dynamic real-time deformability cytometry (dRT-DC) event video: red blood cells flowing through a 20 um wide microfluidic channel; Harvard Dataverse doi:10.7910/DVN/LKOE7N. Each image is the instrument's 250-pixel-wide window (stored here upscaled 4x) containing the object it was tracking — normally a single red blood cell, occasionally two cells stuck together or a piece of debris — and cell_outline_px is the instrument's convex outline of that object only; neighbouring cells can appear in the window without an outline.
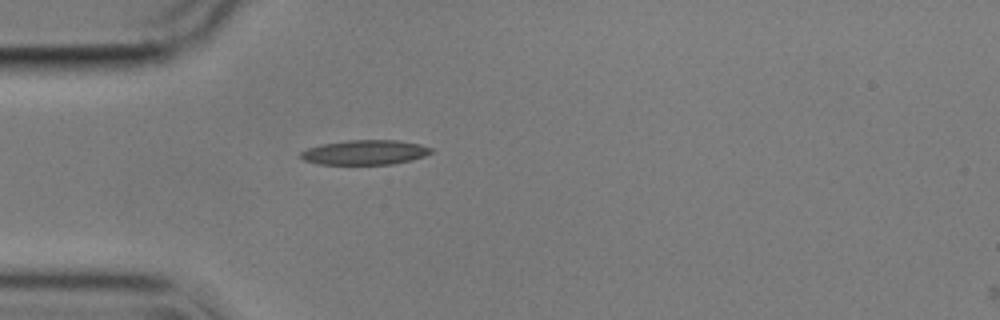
{"species": "common noctule bat (a hibernating species)", "species_latin": "Nyctalus noctula", "temperature_condition": "cold", "stored_images_in_passage": 2, "camera_frame_rate_fps": 3000, "um_per_image_px": 0.085, "animal": {"sex": "male", "body_mass_g": 17.9}, "frame": {"image": 1, "passage_image": 1, "time_ms": 0.0, "image_size_px": [1000, 320], "cell_outline_px": [[432, 152], [424, 156], [412, 160], [392, 164], [320, 164], [304, 160], [300, 156], [300, 152], [308, 148], [320, 144], [348, 140], [400, 140], [420, 144], [432, 148]], "centroid_in_image_um": [31.03, 12.94], "position_along_channel_um": 54.0, "area_um2": 18.79}}